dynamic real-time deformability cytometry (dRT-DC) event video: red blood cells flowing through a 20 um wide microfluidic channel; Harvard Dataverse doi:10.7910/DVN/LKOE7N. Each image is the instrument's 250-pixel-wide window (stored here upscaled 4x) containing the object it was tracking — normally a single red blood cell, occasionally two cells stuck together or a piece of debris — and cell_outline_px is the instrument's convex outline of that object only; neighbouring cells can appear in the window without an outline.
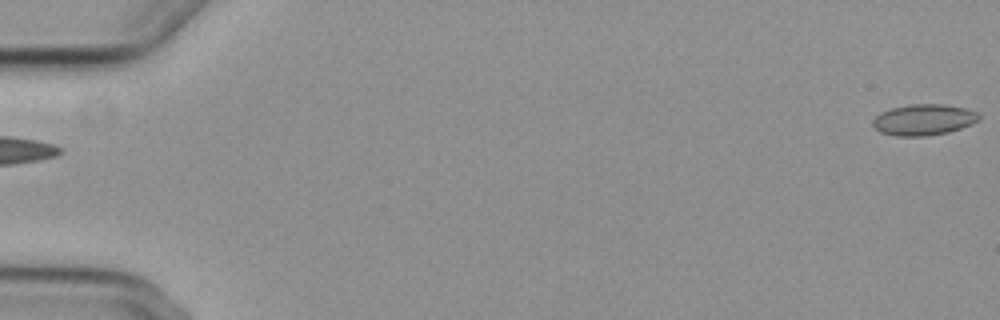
{"species": "common noctule bat (a hibernating species)", "species_latin": "Nyctalus noctula", "temperature_condition": "cold", "stored_images_in_passage": 4, "segment_of_instrument_passage": [2, 2], "camera_frame_rate_fps": 3000, "um_per_image_px": 0.085, "animal": {"sex": "female", "body_mass_g": 29.2, "forearm_length_mm": 56.3}, "frame": {"image": 1, "passage_image": 4, "time_ms": 4.333, "image_size_px": [1000, 320], "cell_outline_px": [[980, 120], [972, 124], [948, 132], [928, 136], [896, 136], [880, 132], [872, 128], [872, 120], [880, 112], [892, 108], [912, 104], [944, 104], [968, 108], [976, 112], [980, 116]], "centroid_in_image_um": [78.5, 10.18], "position_along_channel_um": 6.5, "area_um2": 19.42}}